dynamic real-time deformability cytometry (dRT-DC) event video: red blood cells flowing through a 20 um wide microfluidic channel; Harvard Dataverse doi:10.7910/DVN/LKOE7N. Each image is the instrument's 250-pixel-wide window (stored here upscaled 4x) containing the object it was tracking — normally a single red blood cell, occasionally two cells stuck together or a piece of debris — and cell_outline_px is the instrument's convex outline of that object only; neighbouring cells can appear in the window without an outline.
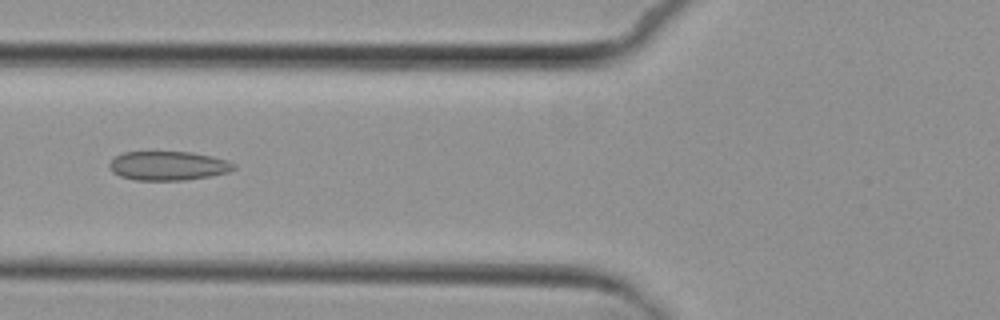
{"species": "common noctule bat (a hibernating species)", "species_latin": "Nyctalus noctula", "temperature_condition": "cold", "stored_images_in_passage": 3, "camera_frame_rate_fps": 3000, "um_per_image_px": 0.085, "animal": {"sex": "female", "body_mass_g": 29.2, "forearm_length_mm": 56.3}, "frame": {"image": 1, "passage_image": 3, "time_ms": 2.333, "image_size_px": [1000, 320], "cell_outline_px": [[236, 168], [228, 172], [208, 176], [184, 180], [136, 180], [120, 176], [112, 172], [108, 164], [116, 156], [124, 152], [192, 152], [212, 156], [228, 160], [236, 164]], "centroid_in_image_um": [14.31, 14.09], "position_along_channel_um": 111.5, "area_um2": 21.04}}